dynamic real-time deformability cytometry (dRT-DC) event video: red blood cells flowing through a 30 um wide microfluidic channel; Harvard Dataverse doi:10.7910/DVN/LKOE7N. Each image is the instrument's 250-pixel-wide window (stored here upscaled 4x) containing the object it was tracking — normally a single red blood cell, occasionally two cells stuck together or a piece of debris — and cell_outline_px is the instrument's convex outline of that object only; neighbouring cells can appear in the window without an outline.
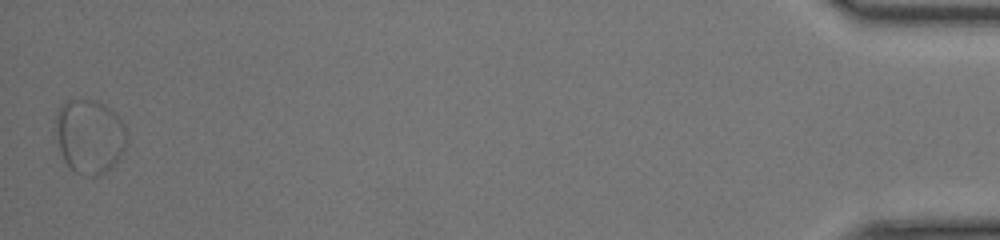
{"species": "common noctule bat (a hibernating species)", "species_latin": "Nyctalus noctula", "temperature_condition": "room temperature", "stored_images_in_passage": 48, "segment_of_instrument_passage": [2, 2], "camera_frame_rate_fps": 3000, "um_per_image_px": 0.085, "animal": {"sex": "female", "body_mass_g": 17.0, "forearm_length_mm": 48.0}, "frame": {"image": 1, "passage_image": 48, "time_ms": 15.667, "image_size_px": [1000, 240], "cell_outline_px": [[128, 140], [124, 152], [116, 164], [100, 176], [84, 176], [76, 172], [64, 160], [60, 148], [56, 128], [56, 112], [60, 104], [68, 100], [96, 100], [104, 104], [124, 124], [128, 132]], "centroid_in_image_um": [7.65, 11.6], "position_along_channel_um": 427.5, "area_um2": 30.92}}